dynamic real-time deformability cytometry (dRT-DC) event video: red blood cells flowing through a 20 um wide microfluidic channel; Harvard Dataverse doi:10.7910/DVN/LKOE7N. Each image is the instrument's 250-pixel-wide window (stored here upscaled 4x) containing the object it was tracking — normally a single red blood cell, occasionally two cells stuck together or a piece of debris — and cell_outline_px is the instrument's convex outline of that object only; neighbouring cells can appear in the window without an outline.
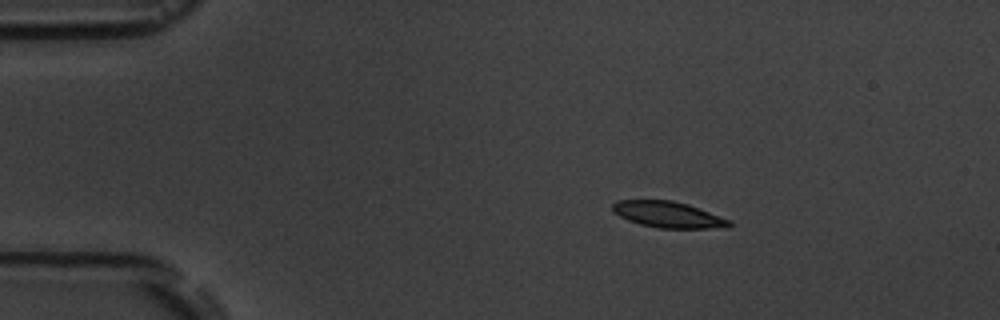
{"species": "common noctule bat (a hibernating species)", "species_latin": "Nyctalus noctula", "temperature_condition": "room temperature", "stored_images_in_passage": 4, "camera_frame_rate_fps": 3000, "um_per_image_px": 0.085, "animal": {"sex": "male", "body_mass_g": 19.5, "forearm_length_mm": 54.6}, "frame": {"image": 1, "passage_image": 2, "time_ms": 1.333, "image_size_px": [1000, 320], "cell_outline_px": [[732, 224], [728, 228], [660, 228], [640, 224], [628, 220], [612, 212], [612, 204], [616, 200], [672, 200], [688, 204], [732, 220]], "centroid_in_image_um": [56.81, 18.24], "position_along_channel_um": 28.2, "area_um2": 17.92}}